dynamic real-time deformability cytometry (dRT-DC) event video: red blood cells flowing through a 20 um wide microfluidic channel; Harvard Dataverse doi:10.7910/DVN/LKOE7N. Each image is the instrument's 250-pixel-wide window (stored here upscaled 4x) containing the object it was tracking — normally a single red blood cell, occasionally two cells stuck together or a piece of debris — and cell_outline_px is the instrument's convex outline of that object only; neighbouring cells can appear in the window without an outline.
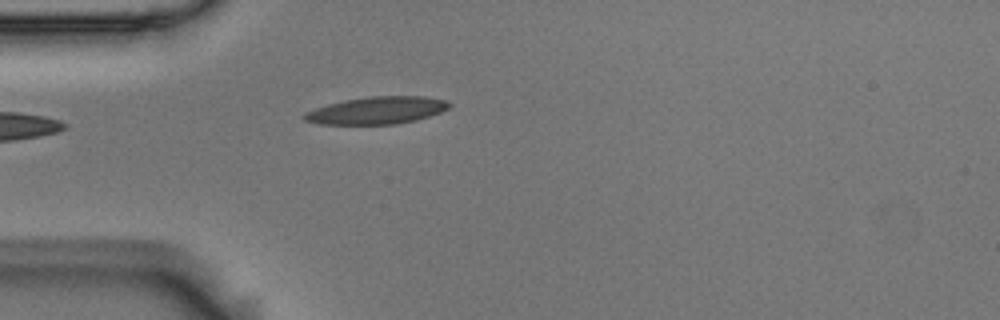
{"species": "Egyptian fruit bat (a non-hibernating species)", "species_latin": "Rousettus aegyptiacus", "temperature_condition": "room temperature", "stored_images_in_passage": 5, "camera_frame_rate_fps": 3000, "um_per_image_px": 0.085, "animal": {"sex": "male"}, "frame": {"image": 1, "passage_image": 1, "time_ms": 0.0, "image_size_px": [1000, 320], "cell_outline_px": [[452, 104], [448, 108], [440, 112], [416, 120], [392, 124], [320, 124], [304, 120], [300, 116], [304, 112], [328, 104], [344, 100], [368, 96], [420, 96], [444, 100]], "centroid_in_image_um": [31.98, 9.38], "position_along_channel_um": 53.0, "area_um2": 22.95}}